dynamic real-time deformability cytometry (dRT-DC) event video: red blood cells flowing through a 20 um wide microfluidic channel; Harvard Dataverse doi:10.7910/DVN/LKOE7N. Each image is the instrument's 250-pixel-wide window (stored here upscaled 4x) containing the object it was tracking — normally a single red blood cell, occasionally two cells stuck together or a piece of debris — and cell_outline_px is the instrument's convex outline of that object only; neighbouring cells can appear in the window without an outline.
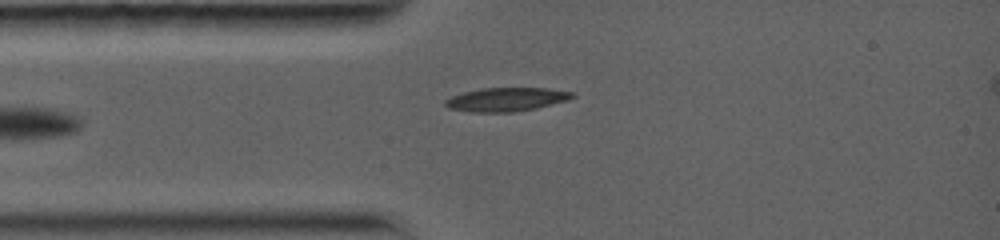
{"species": "common noctule bat (a hibernating species)", "species_latin": "Nyctalus noctula", "temperature_condition": "warm", "stored_images_in_passage": 2, "camera_frame_rate_fps": 5000, "um_per_image_px": 0.085, "animal": {"sex": "female", "body_mass_g": 19.0, "forearm_length_mm": 56.7}, "frame": {"image": 1, "passage_image": 2, "time_ms": 1.2, "image_size_px": [1000, 240], "cell_outline_px": [[576, 96], [568, 100], [536, 108], [512, 112], [468, 112], [448, 108], [444, 104], [444, 100], [452, 96], [464, 92], [480, 88], [548, 88], [572, 92]], "centroid_in_image_um": [43.02, 8.45], "position_along_channel_um": 42.0, "area_um2": 17.57}}